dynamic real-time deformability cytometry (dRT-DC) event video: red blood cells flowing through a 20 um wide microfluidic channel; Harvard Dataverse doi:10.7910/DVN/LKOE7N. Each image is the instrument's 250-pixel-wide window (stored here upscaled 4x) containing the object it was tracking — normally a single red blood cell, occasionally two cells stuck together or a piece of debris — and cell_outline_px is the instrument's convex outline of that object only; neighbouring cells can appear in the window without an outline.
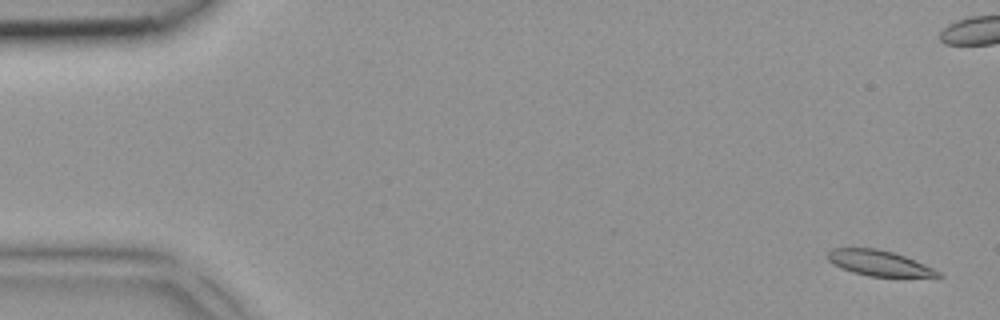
{"species": "common noctule bat (a hibernating species)", "species_latin": "Nyctalus noctula", "temperature_condition": "room temperature", "stored_images_in_passage": 6, "camera_frame_rate_fps": 3000, "um_per_image_px": 0.085, "animal": {"sex": "female", "body_mass_g": 18.4}, "frame": {"image": 1, "passage_image": 1, "time_ms": 0.0, "image_size_px": [1000, 320], "cell_outline_px": [[944, 276], [868, 276], [852, 272], [840, 268], [832, 264], [828, 260], [828, 252], [832, 248], [876, 248], [892, 252], [904, 256], [924, 264], [940, 272]], "centroid_in_image_um": [74.66, 22.35], "position_along_channel_um": 10.3, "area_um2": 16.13}}
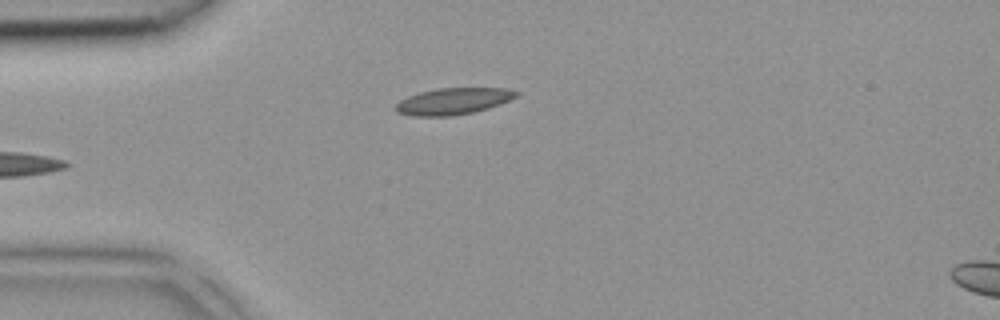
{"frame": {"image": 2, "passage_image": 5, "time_ms": 1.333, "image_size_px": [1000, 320], "cell_outline_px": [[520, 92], [516, 96], [500, 104], [488, 108], [472, 112], [452, 116], [412, 116], [396, 112], [396, 104], [400, 100], [408, 96], [420, 92], [436, 88], [508, 88]], "centroid_in_image_um": [38.51, 8.6], "position_along_channel_um": 46.5, "area_um2": 18.61}}